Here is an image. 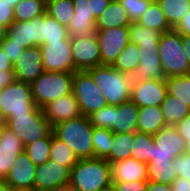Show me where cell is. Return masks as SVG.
<instances>
[{
    "label": "cell",
    "mask_w": 190,
    "mask_h": 191,
    "mask_svg": "<svg viewBox=\"0 0 190 191\" xmlns=\"http://www.w3.org/2000/svg\"><path fill=\"white\" fill-rule=\"evenodd\" d=\"M5 126V122H2L0 120V139H1V135H2V130H3V127Z\"/></svg>",
    "instance_id": "03108f58"
},
{
    "label": "cell",
    "mask_w": 190,
    "mask_h": 191,
    "mask_svg": "<svg viewBox=\"0 0 190 191\" xmlns=\"http://www.w3.org/2000/svg\"><path fill=\"white\" fill-rule=\"evenodd\" d=\"M73 73L45 71L31 83L32 98L39 108L72 93Z\"/></svg>",
    "instance_id": "5b68a950"
},
{
    "label": "cell",
    "mask_w": 190,
    "mask_h": 191,
    "mask_svg": "<svg viewBox=\"0 0 190 191\" xmlns=\"http://www.w3.org/2000/svg\"><path fill=\"white\" fill-rule=\"evenodd\" d=\"M49 160L56 161L71 170L79 159L74 154L72 149L66 143L56 138L52 132V143Z\"/></svg>",
    "instance_id": "e575fe53"
},
{
    "label": "cell",
    "mask_w": 190,
    "mask_h": 191,
    "mask_svg": "<svg viewBox=\"0 0 190 191\" xmlns=\"http://www.w3.org/2000/svg\"><path fill=\"white\" fill-rule=\"evenodd\" d=\"M24 151L21 139L6 126L0 139V155L19 156Z\"/></svg>",
    "instance_id": "f35d334b"
},
{
    "label": "cell",
    "mask_w": 190,
    "mask_h": 191,
    "mask_svg": "<svg viewBox=\"0 0 190 191\" xmlns=\"http://www.w3.org/2000/svg\"><path fill=\"white\" fill-rule=\"evenodd\" d=\"M31 47L43 45V15L30 20Z\"/></svg>",
    "instance_id": "ee69618b"
},
{
    "label": "cell",
    "mask_w": 190,
    "mask_h": 191,
    "mask_svg": "<svg viewBox=\"0 0 190 191\" xmlns=\"http://www.w3.org/2000/svg\"><path fill=\"white\" fill-rule=\"evenodd\" d=\"M72 92L78 102L81 114L88 116L108 105L100 87L95 84L87 71L73 73Z\"/></svg>",
    "instance_id": "ba28073f"
},
{
    "label": "cell",
    "mask_w": 190,
    "mask_h": 191,
    "mask_svg": "<svg viewBox=\"0 0 190 191\" xmlns=\"http://www.w3.org/2000/svg\"><path fill=\"white\" fill-rule=\"evenodd\" d=\"M69 183L79 191H101L112 185L111 164L104 158L79 159Z\"/></svg>",
    "instance_id": "7a4b0ae2"
},
{
    "label": "cell",
    "mask_w": 190,
    "mask_h": 191,
    "mask_svg": "<svg viewBox=\"0 0 190 191\" xmlns=\"http://www.w3.org/2000/svg\"><path fill=\"white\" fill-rule=\"evenodd\" d=\"M111 1L112 0H91L92 13L96 19L103 14Z\"/></svg>",
    "instance_id": "816d5d0a"
},
{
    "label": "cell",
    "mask_w": 190,
    "mask_h": 191,
    "mask_svg": "<svg viewBox=\"0 0 190 191\" xmlns=\"http://www.w3.org/2000/svg\"><path fill=\"white\" fill-rule=\"evenodd\" d=\"M13 9L14 22L30 21L46 13V0H22Z\"/></svg>",
    "instance_id": "4dcf8cb0"
},
{
    "label": "cell",
    "mask_w": 190,
    "mask_h": 191,
    "mask_svg": "<svg viewBox=\"0 0 190 191\" xmlns=\"http://www.w3.org/2000/svg\"><path fill=\"white\" fill-rule=\"evenodd\" d=\"M166 126L161 106L139 108L137 132L154 135Z\"/></svg>",
    "instance_id": "603a6c76"
},
{
    "label": "cell",
    "mask_w": 190,
    "mask_h": 191,
    "mask_svg": "<svg viewBox=\"0 0 190 191\" xmlns=\"http://www.w3.org/2000/svg\"><path fill=\"white\" fill-rule=\"evenodd\" d=\"M174 127L177 129L178 134L185 140L187 150L190 151V113L180 122H177Z\"/></svg>",
    "instance_id": "c3c4849f"
},
{
    "label": "cell",
    "mask_w": 190,
    "mask_h": 191,
    "mask_svg": "<svg viewBox=\"0 0 190 191\" xmlns=\"http://www.w3.org/2000/svg\"><path fill=\"white\" fill-rule=\"evenodd\" d=\"M0 191H12V187L4 181H0Z\"/></svg>",
    "instance_id": "94428289"
},
{
    "label": "cell",
    "mask_w": 190,
    "mask_h": 191,
    "mask_svg": "<svg viewBox=\"0 0 190 191\" xmlns=\"http://www.w3.org/2000/svg\"><path fill=\"white\" fill-rule=\"evenodd\" d=\"M159 54L165 77L190 74V65L182 44V36L174 29L160 35Z\"/></svg>",
    "instance_id": "277c9868"
},
{
    "label": "cell",
    "mask_w": 190,
    "mask_h": 191,
    "mask_svg": "<svg viewBox=\"0 0 190 191\" xmlns=\"http://www.w3.org/2000/svg\"><path fill=\"white\" fill-rule=\"evenodd\" d=\"M138 114L139 107L131 101L117 106L112 105V132H136Z\"/></svg>",
    "instance_id": "ffe728a7"
},
{
    "label": "cell",
    "mask_w": 190,
    "mask_h": 191,
    "mask_svg": "<svg viewBox=\"0 0 190 191\" xmlns=\"http://www.w3.org/2000/svg\"><path fill=\"white\" fill-rule=\"evenodd\" d=\"M70 35L67 27L61 25L47 13L43 14V44L50 42H68Z\"/></svg>",
    "instance_id": "d6a6232c"
},
{
    "label": "cell",
    "mask_w": 190,
    "mask_h": 191,
    "mask_svg": "<svg viewBox=\"0 0 190 191\" xmlns=\"http://www.w3.org/2000/svg\"><path fill=\"white\" fill-rule=\"evenodd\" d=\"M16 157L0 155V181L5 179Z\"/></svg>",
    "instance_id": "681fc988"
},
{
    "label": "cell",
    "mask_w": 190,
    "mask_h": 191,
    "mask_svg": "<svg viewBox=\"0 0 190 191\" xmlns=\"http://www.w3.org/2000/svg\"><path fill=\"white\" fill-rule=\"evenodd\" d=\"M51 143L52 131L46 137L24 146V152L36 166L42 165L49 160Z\"/></svg>",
    "instance_id": "f546056e"
},
{
    "label": "cell",
    "mask_w": 190,
    "mask_h": 191,
    "mask_svg": "<svg viewBox=\"0 0 190 191\" xmlns=\"http://www.w3.org/2000/svg\"><path fill=\"white\" fill-rule=\"evenodd\" d=\"M88 119L94 128H105L112 131V105H106L91 113L88 115Z\"/></svg>",
    "instance_id": "b9f144b4"
},
{
    "label": "cell",
    "mask_w": 190,
    "mask_h": 191,
    "mask_svg": "<svg viewBox=\"0 0 190 191\" xmlns=\"http://www.w3.org/2000/svg\"><path fill=\"white\" fill-rule=\"evenodd\" d=\"M101 191H116L115 188L113 187V185L107 187V188H104L103 190Z\"/></svg>",
    "instance_id": "e7e4bbea"
},
{
    "label": "cell",
    "mask_w": 190,
    "mask_h": 191,
    "mask_svg": "<svg viewBox=\"0 0 190 191\" xmlns=\"http://www.w3.org/2000/svg\"><path fill=\"white\" fill-rule=\"evenodd\" d=\"M182 44L184 46V50L190 65V37L182 36Z\"/></svg>",
    "instance_id": "6f0895ef"
},
{
    "label": "cell",
    "mask_w": 190,
    "mask_h": 191,
    "mask_svg": "<svg viewBox=\"0 0 190 191\" xmlns=\"http://www.w3.org/2000/svg\"><path fill=\"white\" fill-rule=\"evenodd\" d=\"M140 64L138 45L129 42L111 65L114 69L131 75Z\"/></svg>",
    "instance_id": "f1b7e54d"
},
{
    "label": "cell",
    "mask_w": 190,
    "mask_h": 191,
    "mask_svg": "<svg viewBox=\"0 0 190 191\" xmlns=\"http://www.w3.org/2000/svg\"><path fill=\"white\" fill-rule=\"evenodd\" d=\"M167 94L177 97L190 107V74L165 78Z\"/></svg>",
    "instance_id": "d590c367"
},
{
    "label": "cell",
    "mask_w": 190,
    "mask_h": 191,
    "mask_svg": "<svg viewBox=\"0 0 190 191\" xmlns=\"http://www.w3.org/2000/svg\"><path fill=\"white\" fill-rule=\"evenodd\" d=\"M112 182L147 181V164L133 158L111 163Z\"/></svg>",
    "instance_id": "44dd1931"
},
{
    "label": "cell",
    "mask_w": 190,
    "mask_h": 191,
    "mask_svg": "<svg viewBox=\"0 0 190 191\" xmlns=\"http://www.w3.org/2000/svg\"><path fill=\"white\" fill-rule=\"evenodd\" d=\"M167 95L165 80L133 81L130 101L139 108L160 106Z\"/></svg>",
    "instance_id": "2e32d148"
},
{
    "label": "cell",
    "mask_w": 190,
    "mask_h": 191,
    "mask_svg": "<svg viewBox=\"0 0 190 191\" xmlns=\"http://www.w3.org/2000/svg\"><path fill=\"white\" fill-rule=\"evenodd\" d=\"M130 42L136 45L147 42H154L160 40L161 33L156 30L149 29L139 24L132 22L129 26Z\"/></svg>",
    "instance_id": "ab89813d"
},
{
    "label": "cell",
    "mask_w": 190,
    "mask_h": 191,
    "mask_svg": "<svg viewBox=\"0 0 190 191\" xmlns=\"http://www.w3.org/2000/svg\"><path fill=\"white\" fill-rule=\"evenodd\" d=\"M46 13L68 27L75 13L73 0H46Z\"/></svg>",
    "instance_id": "1f68e13d"
},
{
    "label": "cell",
    "mask_w": 190,
    "mask_h": 191,
    "mask_svg": "<svg viewBox=\"0 0 190 191\" xmlns=\"http://www.w3.org/2000/svg\"><path fill=\"white\" fill-rule=\"evenodd\" d=\"M131 23L127 11L120 5L118 0H112L103 14L97 19L95 29L129 27Z\"/></svg>",
    "instance_id": "7402d4cb"
},
{
    "label": "cell",
    "mask_w": 190,
    "mask_h": 191,
    "mask_svg": "<svg viewBox=\"0 0 190 191\" xmlns=\"http://www.w3.org/2000/svg\"><path fill=\"white\" fill-rule=\"evenodd\" d=\"M146 191H172V187L167 184L148 182Z\"/></svg>",
    "instance_id": "9f6ffc18"
},
{
    "label": "cell",
    "mask_w": 190,
    "mask_h": 191,
    "mask_svg": "<svg viewBox=\"0 0 190 191\" xmlns=\"http://www.w3.org/2000/svg\"><path fill=\"white\" fill-rule=\"evenodd\" d=\"M116 191H146L148 181L112 182Z\"/></svg>",
    "instance_id": "bcb514c9"
},
{
    "label": "cell",
    "mask_w": 190,
    "mask_h": 191,
    "mask_svg": "<svg viewBox=\"0 0 190 191\" xmlns=\"http://www.w3.org/2000/svg\"><path fill=\"white\" fill-rule=\"evenodd\" d=\"M75 71H86L101 65L100 45L96 33L79 39H70Z\"/></svg>",
    "instance_id": "4fadbf2b"
},
{
    "label": "cell",
    "mask_w": 190,
    "mask_h": 191,
    "mask_svg": "<svg viewBox=\"0 0 190 191\" xmlns=\"http://www.w3.org/2000/svg\"><path fill=\"white\" fill-rule=\"evenodd\" d=\"M0 46L12 64L15 63L17 58L25 49L17 43H11V41L7 37H5V39L0 43Z\"/></svg>",
    "instance_id": "f6af8a7d"
},
{
    "label": "cell",
    "mask_w": 190,
    "mask_h": 191,
    "mask_svg": "<svg viewBox=\"0 0 190 191\" xmlns=\"http://www.w3.org/2000/svg\"><path fill=\"white\" fill-rule=\"evenodd\" d=\"M151 161H173L187 151L185 140L174 126H166L153 135Z\"/></svg>",
    "instance_id": "9c48e42d"
},
{
    "label": "cell",
    "mask_w": 190,
    "mask_h": 191,
    "mask_svg": "<svg viewBox=\"0 0 190 191\" xmlns=\"http://www.w3.org/2000/svg\"><path fill=\"white\" fill-rule=\"evenodd\" d=\"M74 16L67 27L70 39H79L96 33L97 19L92 13L91 0H73Z\"/></svg>",
    "instance_id": "e0dca14e"
},
{
    "label": "cell",
    "mask_w": 190,
    "mask_h": 191,
    "mask_svg": "<svg viewBox=\"0 0 190 191\" xmlns=\"http://www.w3.org/2000/svg\"><path fill=\"white\" fill-rule=\"evenodd\" d=\"M15 80L14 71H0V89L8 86Z\"/></svg>",
    "instance_id": "db71d44e"
},
{
    "label": "cell",
    "mask_w": 190,
    "mask_h": 191,
    "mask_svg": "<svg viewBox=\"0 0 190 191\" xmlns=\"http://www.w3.org/2000/svg\"><path fill=\"white\" fill-rule=\"evenodd\" d=\"M134 132L113 133L110 153L104 158L110 164L130 158Z\"/></svg>",
    "instance_id": "d4e9b609"
},
{
    "label": "cell",
    "mask_w": 190,
    "mask_h": 191,
    "mask_svg": "<svg viewBox=\"0 0 190 191\" xmlns=\"http://www.w3.org/2000/svg\"><path fill=\"white\" fill-rule=\"evenodd\" d=\"M100 45L101 65H112L130 42L129 27L96 30Z\"/></svg>",
    "instance_id": "8fae6325"
},
{
    "label": "cell",
    "mask_w": 190,
    "mask_h": 191,
    "mask_svg": "<svg viewBox=\"0 0 190 191\" xmlns=\"http://www.w3.org/2000/svg\"><path fill=\"white\" fill-rule=\"evenodd\" d=\"M93 130L88 116L84 115L52 127L54 136L66 143L78 159L94 158Z\"/></svg>",
    "instance_id": "6da1fadb"
},
{
    "label": "cell",
    "mask_w": 190,
    "mask_h": 191,
    "mask_svg": "<svg viewBox=\"0 0 190 191\" xmlns=\"http://www.w3.org/2000/svg\"><path fill=\"white\" fill-rule=\"evenodd\" d=\"M42 63L47 72L74 73V61L70 40L68 42H50L40 46Z\"/></svg>",
    "instance_id": "7c38bea8"
},
{
    "label": "cell",
    "mask_w": 190,
    "mask_h": 191,
    "mask_svg": "<svg viewBox=\"0 0 190 191\" xmlns=\"http://www.w3.org/2000/svg\"><path fill=\"white\" fill-rule=\"evenodd\" d=\"M173 191H190V182L184 178L177 177L171 184Z\"/></svg>",
    "instance_id": "f5cc1de1"
},
{
    "label": "cell",
    "mask_w": 190,
    "mask_h": 191,
    "mask_svg": "<svg viewBox=\"0 0 190 191\" xmlns=\"http://www.w3.org/2000/svg\"><path fill=\"white\" fill-rule=\"evenodd\" d=\"M12 191H32V189H28V188H12Z\"/></svg>",
    "instance_id": "be15d7a7"
},
{
    "label": "cell",
    "mask_w": 190,
    "mask_h": 191,
    "mask_svg": "<svg viewBox=\"0 0 190 191\" xmlns=\"http://www.w3.org/2000/svg\"><path fill=\"white\" fill-rule=\"evenodd\" d=\"M165 19L174 29L190 10V0H156Z\"/></svg>",
    "instance_id": "484cf974"
},
{
    "label": "cell",
    "mask_w": 190,
    "mask_h": 191,
    "mask_svg": "<svg viewBox=\"0 0 190 191\" xmlns=\"http://www.w3.org/2000/svg\"><path fill=\"white\" fill-rule=\"evenodd\" d=\"M37 105L32 98L31 84L14 80L0 89V120L5 122L11 115L30 114Z\"/></svg>",
    "instance_id": "8992f818"
},
{
    "label": "cell",
    "mask_w": 190,
    "mask_h": 191,
    "mask_svg": "<svg viewBox=\"0 0 190 191\" xmlns=\"http://www.w3.org/2000/svg\"><path fill=\"white\" fill-rule=\"evenodd\" d=\"M36 167L37 166L23 151L15 158L14 163L3 181L12 188L34 189Z\"/></svg>",
    "instance_id": "d6986e66"
},
{
    "label": "cell",
    "mask_w": 190,
    "mask_h": 191,
    "mask_svg": "<svg viewBox=\"0 0 190 191\" xmlns=\"http://www.w3.org/2000/svg\"><path fill=\"white\" fill-rule=\"evenodd\" d=\"M172 165L177 177L190 182V151L187 150L181 156L174 158Z\"/></svg>",
    "instance_id": "7bdbcfd3"
},
{
    "label": "cell",
    "mask_w": 190,
    "mask_h": 191,
    "mask_svg": "<svg viewBox=\"0 0 190 191\" xmlns=\"http://www.w3.org/2000/svg\"><path fill=\"white\" fill-rule=\"evenodd\" d=\"M50 191H79L76 187L72 186L70 183L59 185Z\"/></svg>",
    "instance_id": "680465c9"
},
{
    "label": "cell",
    "mask_w": 190,
    "mask_h": 191,
    "mask_svg": "<svg viewBox=\"0 0 190 191\" xmlns=\"http://www.w3.org/2000/svg\"><path fill=\"white\" fill-rule=\"evenodd\" d=\"M100 87L108 105H121L130 101L133 80L131 75L114 69L111 65H98L86 70Z\"/></svg>",
    "instance_id": "3957f363"
},
{
    "label": "cell",
    "mask_w": 190,
    "mask_h": 191,
    "mask_svg": "<svg viewBox=\"0 0 190 191\" xmlns=\"http://www.w3.org/2000/svg\"><path fill=\"white\" fill-rule=\"evenodd\" d=\"M6 37L11 43H17L23 48H31L30 21L14 22L7 31Z\"/></svg>",
    "instance_id": "74e56055"
},
{
    "label": "cell",
    "mask_w": 190,
    "mask_h": 191,
    "mask_svg": "<svg viewBox=\"0 0 190 191\" xmlns=\"http://www.w3.org/2000/svg\"><path fill=\"white\" fill-rule=\"evenodd\" d=\"M71 170L56 162L48 160L38 165L35 171L34 189L50 191L59 185L69 183Z\"/></svg>",
    "instance_id": "9a60e30c"
},
{
    "label": "cell",
    "mask_w": 190,
    "mask_h": 191,
    "mask_svg": "<svg viewBox=\"0 0 190 191\" xmlns=\"http://www.w3.org/2000/svg\"><path fill=\"white\" fill-rule=\"evenodd\" d=\"M0 71H13V64L7 58L0 46Z\"/></svg>",
    "instance_id": "11a10c76"
},
{
    "label": "cell",
    "mask_w": 190,
    "mask_h": 191,
    "mask_svg": "<svg viewBox=\"0 0 190 191\" xmlns=\"http://www.w3.org/2000/svg\"><path fill=\"white\" fill-rule=\"evenodd\" d=\"M14 23V9L0 0V25L9 28Z\"/></svg>",
    "instance_id": "7dc6e473"
},
{
    "label": "cell",
    "mask_w": 190,
    "mask_h": 191,
    "mask_svg": "<svg viewBox=\"0 0 190 191\" xmlns=\"http://www.w3.org/2000/svg\"><path fill=\"white\" fill-rule=\"evenodd\" d=\"M153 135L148 133L134 132V140L131 148L130 158L142 163L151 161Z\"/></svg>",
    "instance_id": "836d02e7"
},
{
    "label": "cell",
    "mask_w": 190,
    "mask_h": 191,
    "mask_svg": "<svg viewBox=\"0 0 190 191\" xmlns=\"http://www.w3.org/2000/svg\"><path fill=\"white\" fill-rule=\"evenodd\" d=\"M181 36L190 37V10L174 28Z\"/></svg>",
    "instance_id": "f907efd6"
},
{
    "label": "cell",
    "mask_w": 190,
    "mask_h": 191,
    "mask_svg": "<svg viewBox=\"0 0 190 191\" xmlns=\"http://www.w3.org/2000/svg\"><path fill=\"white\" fill-rule=\"evenodd\" d=\"M5 126L21 139L23 146L46 137L52 131L43 108L38 106L30 114L11 115L5 121Z\"/></svg>",
    "instance_id": "52a82bcc"
},
{
    "label": "cell",
    "mask_w": 190,
    "mask_h": 191,
    "mask_svg": "<svg viewBox=\"0 0 190 191\" xmlns=\"http://www.w3.org/2000/svg\"><path fill=\"white\" fill-rule=\"evenodd\" d=\"M146 28L163 34L172 30L156 0H153L145 13L137 21Z\"/></svg>",
    "instance_id": "4316f807"
},
{
    "label": "cell",
    "mask_w": 190,
    "mask_h": 191,
    "mask_svg": "<svg viewBox=\"0 0 190 191\" xmlns=\"http://www.w3.org/2000/svg\"><path fill=\"white\" fill-rule=\"evenodd\" d=\"M43 112L51 127L82 115L73 92L46 104L43 107Z\"/></svg>",
    "instance_id": "ac0fdd59"
},
{
    "label": "cell",
    "mask_w": 190,
    "mask_h": 191,
    "mask_svg": "<svg viewBox=\"0 0 190 191\" xmlns=\"http://www.w3.org/2000/svg\"><path fill=\"white\" fill-rule=\"evenodd\" d=\"M138 48L140 64L131 74L132 80L136 82L165 80L166 77L161 68L159 41L141 43Z\"/></svg>",
    "instance_id": "30bf717a"
},
{
    "label": "cell",
    "mask_w": 190,
    "mask_h": 191,
    "mask_svg": "<svg viewBox=\"0 0 190 191\" xmlns=\"http://www.w3.org/2000/svg\"><path fill=\"white\" fill-rule=\"evenodd\" d=\"M152 1L153 0H118L120 5L127 11L131 22H137Z\"/></svg>",
    "instance_id": "60d3db41"
},
{
    "label": "cell",
    "mask_w": 190,
    "mask_h": 191,
    "mask_svg": "<svg viewBox=\"0 0 190 191\" xmlns=\"http://www.w3.org/2000/svg\"><path fill=\"white\" fill-rule=\"evenodd\" d=\"M3 1L9 4L10 7L14 8L22 0H3Z\"/></svg>",
    "instance_id": "6125c7cd"
},
{
    "label": "cell",
    "mask_w": 190,
    "mask_h": 191,
    "mask_svg": "<svg viewBox=\"0 0 190 191\" xmlns=\"http://www.w3.org/2000/svg\"><path fill=\"white\" fill-rule=\"evenodd\" d=\"M40 46L26 48L13 64L15 80L31 84L45 72Z\"/></svg>",
    "instance_id": "5bb4252c"
},
{
    "label": "cell",
    "mask_w": 190,
    "mask_h": 191,
    "mask_svg": "<svg viewBox=\"0 0 190 191\" xmlns=\"http://www.w3.org/2000/svg\"><path fill=\"white\" fill-rule=\"evenodd\" d=\"M113 132L105 128H94L92 142L94 158H105L111 150Z\"/></svg>",
    "instance_id": "8d00e7d4"
},
{
    "label": "cell",
    "mask_w": 190,
    "mask_h": 191,
    "mask_svg": "<svg viewBox=\"0 0 190 191\" xmlns=\"http://www.w3.org/2000/svg\"><path fill=\"white\" fill-rule=\"evenodd\" d=\"M147 164V181L170 185L177 178L172 161H149Z\"/></svg>",
    "instance_id": "83f0119b"
},
{
    "label": "cell",
    "mask_w": 190,
    "mask_h": 191,
    "mask_svg": "<svg viewBox=\"0 0 190 191\" xmlns=\"http://www.w3.org/2000/svg\"><path fill=\"white\" fill-rule=\"evenodd\" d=\"M160 106L167 126H174L190 113L188 105L169 94L166 95Z\"/></svg>",
    "instance_id": "cb8c5ba5"
},
{
    "label": "cell",
    "mask_w": 190,
    "mask_h": 191,
    "mask_svg": "<svg viewBox=\"0 0 190 191\" xmlns=\"http://www.w3.org/2000/svg\"><path fill=\"white\" fill-rule=\"evenodd\" d=\"M8 28L0 25V43L5 39L7 35Z\"/></svg>",
    "instance_id": "91938a15"
}]
</instances>
